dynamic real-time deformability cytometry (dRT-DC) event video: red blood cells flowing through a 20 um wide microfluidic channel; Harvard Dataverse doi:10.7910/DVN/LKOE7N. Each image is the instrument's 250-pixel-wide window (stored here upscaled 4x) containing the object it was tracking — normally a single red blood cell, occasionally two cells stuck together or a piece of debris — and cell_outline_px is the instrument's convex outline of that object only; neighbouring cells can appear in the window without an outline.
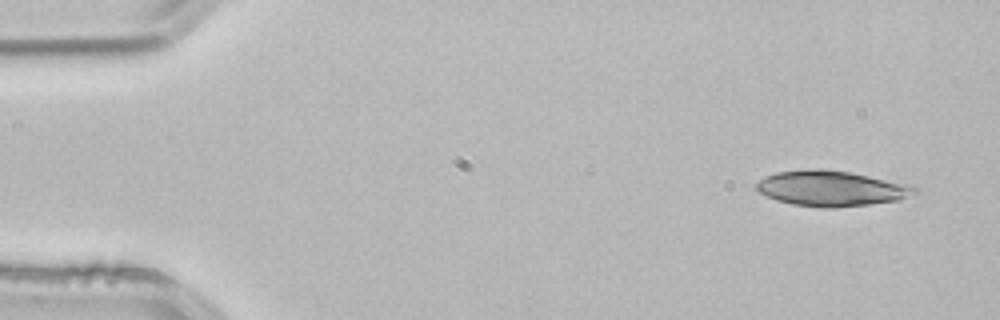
{"species": "common noctule bat (a hibernating species)", "species_latin": "Nyctalus noctula", "temperature_condition": "room temperature", "stored_images_in_passage": 4, "camera_frame_rate_fps": 3000, "um_per_image_px": 0.085, "animal": {"sex": "male", "body_mass_g": 21.5, "forearm_length_mm": 52.0}, "frame": {"image": 1, "passage_image": 1, "time_ms": 0.0, "image_size_px": [1000, 320], "cell_outline_px": [[920, 192], [900, 200], [836, 208], [820, 208], [792, 204], [776, 200], [760, 192], [756, 188], [756, 184], [764, 176], [776, 172], [816, 168], [820, 168], [848, 172], [912, 184]], "centroid_in_image_um": [70.7, 16.02], "position_along_channel_um": 14.3, "area_um2": 32.83}}